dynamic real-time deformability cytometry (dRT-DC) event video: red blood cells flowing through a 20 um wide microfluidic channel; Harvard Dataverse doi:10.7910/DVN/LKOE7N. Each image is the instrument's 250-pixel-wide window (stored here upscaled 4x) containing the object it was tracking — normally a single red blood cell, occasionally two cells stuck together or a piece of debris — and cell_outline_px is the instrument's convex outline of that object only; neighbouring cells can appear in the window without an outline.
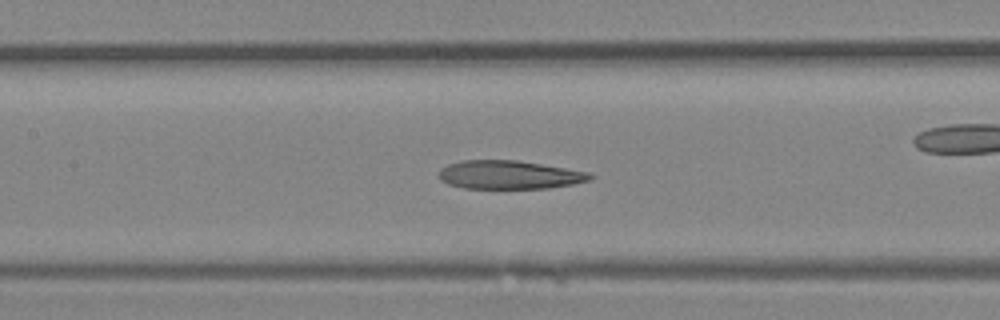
{"species": "Egyptian fruit bat (a non-hibernating species)", "species_latin": "Rousettus aegyptiacus", "temperature_condition": "room temperature", "stored_images_in_passage": 33, "camera_frame_rate_fps": 3000, "um_per_image_px": 0.085, "animal": {"sex": "female"}, "frame": {"image": 1, "passage_image": 15, "time_ms": 4.667, "image_size_px": [1000, 320], "cell_outline_px": [[596, 176], [592, 180], [572, 184], [548, 188], [464, 188], [448, 184], [440, 180], [440, 168], [448, 164], [460, 160], [516, 160], [592, 172]], "centroid_in_image_um": [43.33, 14.85], "position_along_channel_um": 164.1, "area_um2": 25.26}}
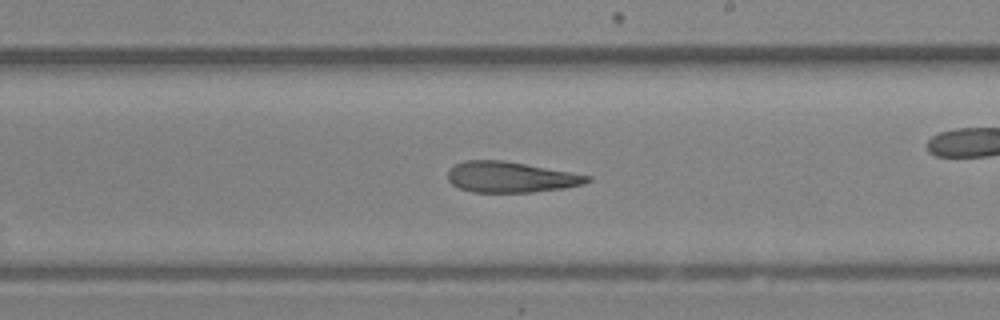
{"frame": {"image": 2, "passage_image": 19, "time_ms": 6.0, "image_size_px": [1000, 320], "cell_outline_px": [[592, 180], [584, 184], [564, 188], [532, 192], [472, 192], [460, 188], [452, 184], [448, 180], [448, 168], [464, 160], [504, 160], [572, 172], [592, 176]], "centroid_in_image_um": [43.41, 15.05], "position_along_channel_um": 245.6, "area_um2": 25.14}}